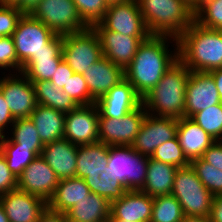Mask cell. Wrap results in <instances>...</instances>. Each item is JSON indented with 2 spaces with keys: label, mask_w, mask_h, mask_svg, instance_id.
I'll use <instances>...</instances> for the list:
<instances>
[{
  "label": "cell",
  "mask_w": 222,
  "mask_h": 222,
  "mask_svg": "<svg viewBox=\"0 0 222 222\" xmlns=\"http://www.w3.org/2000/svg\"><path fill=\"white\" fill-rule=\"evenodd\" d=\"M205 162L222 171V141H215L201 157Z\"/></svg>",
  "instance_id": "ee69618b"
},
{
  "label": "cell",
  "mask_w": 222,
  "mask_h": 222,
  "mask_svg": "<svg viewBox=\"0 0 222 222\" xmlns=\"http://www.w3.org/2000/svg\"><path fill=\"white\" fill-rule=\"evenodd\" d=\"M169 43H174L172 48L176 46L173 51L168 48ZM178 59L176 38L151 35L139 45L132 62L124 69L125 79L143 98Z\"/></svg>",
  "instance_id": "6da1fadb"
},
{
  "label": "cell",
  "mask_w": 222,
  "mask_h": 222,
  "mask_svg": "<svg viewBox=\"0 0 222 222\" xmlns=\"http://www.w3.org/2000/svg\"><path fill=\"white\" fill-rule=\"evenodd\" d=\"M69 222H109L110 202L95 193H89L66 212Z\"/></svg>",
  "instance_id": "484cf974"
},
{
  "label": "cell",
  "mask_w": 222,
  "mask_h": 222,
  "mask_svg": "<svg viewBox=\"0 0 222 222\" xmlns=\"http://www.w3.org/2000/svg\"><path fill=\"white\" fill-rule=\"evenodd\" d=\"M153 198L140 190H128L122 198L110 202V219L150 222Z\"/></svg>",
  "instance_id": "ffe728a7"
},
{
  "label": "cell",
  "mask_w": 222,
  "mask_h": 222,
  "mask_svg": "<svg viewBox=\"0 0 222 222\" xmlns=\"http://www.w3.org/2000/svg\"><path fill=\"white\" fill-rule=\"evenodd\" d=\"M35 88L37 104L53 108L63 113L74 110L78 105L71 97L49 80L31 81Z\"/></svg>",
  "instance_id": "f546056e"
},
{
  "label": "cell",
  "mask_w": 222,
  "mask_h": 222,
  "mask_svg": "<svg viewBox=\"0 0 222 222\" xmlns=\"http://www.w3.org/2000/svg\"><path fill=\"white\" fill-rule=\"evenodd\" d=\"M181 222H210L208 217L185 216Z\"/></svg>",
  "instance_id": "816d5d0a"
},
{
  "label": "cell",
  "mask_w": 222,
  "mask_h": 222,
  "mask_svg": "<svg viewBox=\"0 0 222 222\" xmlns=\"http://www.w3.org/2000/svg\"><path fill=\"white\" fill-rule=\"evenodd\" d=\"M208 218L210 222H222V195L214 196Z\"/></svg>",
  "instance_id": "c3c4849f"
},
{
  "label": "cell",
  "mask_w": 222,
  "mask_h": 222,
  "mask_svg": "<svg viewBox=\"0 0 222 222\" xmlns=\"http://www.w3.org/2000/svg\"><path fill=\"white\" fill-rule=\"evenodd\" d=\"M194 21L205 28L222 29V0H203L194 11Z\"/></svg>",
  "instance_id": "8d00e7d4"
},
{
  "label": "cell",
  "mask_w": 222,
  "mask_h": 222,
  "mask_svg": "<svg viewBox=\"0 0 222 222\" xmlns=\"http://www.w3.org/2000/svg\"><path fill=\"white\" fill-rule=\"evenodd\" d=\"M38 222H69L66 213L51 210L48 206L40 214Z\"/></svg>",
  "instance_id": "7dc6e473"
},
{
  "label": "cell",
  "mask_w": 222,
  "mask_h": 222,
  "mask_svg": "<svg viewBox=\"0 0 222 222\" xmlns=\"http://www.w3.org/2000/svg\"><path fill=\"white\" fill-rule=\"evenodd\" d=\"M190 70L178 59L142 98L146 112L158 117H185L186 85Z\"/></svg>",
  "instance_id": "3957f363"
},
{
  "label": "cell",
  "mask_w": 222,
  "mask_h": 222,
  "mask_svg": "<svg viewBox=\"0 0 222 222\" xmlns=\"http://www.w3.org/2000/svg\"><path fill=\"white\" fill-rule=\"evenodd\" d=\"M0 78V91L14 119L28 118L37 105L33 83L22 73ZM6 76V77H5Z\"/></svg>",
  "instance_id": "7c38bea8"
},
{
  "label": "cell",
  "mask_w": 222,
  "mask_h": 222,
  "mask_svg": "<svg viewBox=\"0 0 222 222\" xmlns=\"http://www.w3.org/2000/svg\"><path fill=\"white\" fill-rule=\"evenodd\" d=\"M187 6L195 11L203 2V0H182Z\"/></svg>",
  "instance_id": "f5cc1de1"
},
{
  "label": "cell",
  "mask_w": 222,
  "mask_h": 222,
  "mask_svg": "<svg viewBox=\"0 0 222 222\" xmlns=\"http://www.w3.org/2000/svg\"><path fill=\"white\" fill-rule=\"evenodd\" d=\"M78 146L66 138L44 144L41 157L54 170L59 180L76 177Z\"/></svg>",
  "instance_id": "7402d4cb"
},
{
  "label": "cell",
  "mask_w": 222,
  "mask_h": 222,
  "mask_svg": "<svg viewBox=\"0 0 222 222\" xmlns=\"http://www.w3.org/2000/svg\"><path fill=\"white\" fill-rule=\"evenodd\" d=\"M177 138L189 161L201 158L216 141L190 117L178 119Z\"/></svg>",
  "instance_id": "603a6c76"
},
{
  "label": "cell",
  "mask_w": 222,
  "mask_h": 222,
  "mask_svg": "<svg viewBox=\"0 0 222 222\" xmlns=\"http://www.w3.org/2000/svg\"><path fill=\"white\" fill-rule=\"evenodd\" d=\"M177 125L178 119L147 113L131 146L140 154L151 157L159 145L177 136Z\"/></svg>",
  "instance_id": "5bb4252c"
},
{
  "label": "cell",
  "mask_w": 222,
  "mask_h": 222,
  "mask_svg": "<svg viewBox=\"0 0 222 222\" xmlns=\"http://www.w3.org/2000/svg\"><path fill=\"white\" fill-rule=\"evenodd\" d=\"M23 15L16 6L0 5V37L12 36Z\"/></svg>",
  "instance_id": "b9f144b4"
},
{
  "label": "cell",
  "mask_w": 222,
  "mask_h": 222,
  "mask_svg": "<svg viewBox=\"0 0 222 222\" xmlns=\"http://www.w3.org/2000/svg\"><path fill=\"white\" fill-rule=\"evenodd\" d=\"M9 222H38L48 203L41 197L15 189L0 196Z\"/></svg>",
  "instance_id": "e0dca14e"
},
{
  "label": "cell",
  "mask_w": 222,
  "mask_h": 222,
  "mask_svg": "<svg viewBox=\"0 0 222 222\" xmlns=\"http://www.w3.org/2000/svg\"><path fill=\"white\" fill-rule=\"evenodd\" d=\"M18 63L23 67L41 51H62V36L41 21L24 14L12 34Z\"/></svg>",
  "instance_id": "5b68a950"
},
{
  "label": "cell",
  "mask_w": 222,
  "mask_h": 222,
  "mask_svg": "<svg viewBox=\"0 0 222 222\" xmlns=\"http://www.w3.org/2000/svg\"><path fill=\"white\" fill-rule=\"evenodd\" d=\"M63 60L76 74H83L103 55L98 33L93 27L62 36Z\"/></svg>",
  "instance_id": "9c48e42d"
},
{
  "label": "cell",
  "mask_w": 222,
  "mask_h": 222,
  "mask_svg": "<svg viewBox=\"0 0 222 222\" xmlns=\"http://www.w3.org/2000/svg\"><path fill=\"white\" fill-rule=\"evenodd\" d=\"M0 222H9L4 208L0 205Z\"/></svg>",
  "instance_id": "11a10c76"
},
{
  "label": "cell",
  "mask_w": 222,
  "mask_h": 222,
  "mask_svg": "<svg viewBox=\"0 0 222 222\" xmlns=\"http://www.w3.org/2000/svg\"><path fill=\"white\" fill-rule=\"evenodd\" d=\"M10 131L12 133L8 132V135L11 134L10 138L18 143L19 147L29 148L38 155L41 154L44 144L40 140L38 130L30 117L15 119Z\"/></svg>",
  "instance_id": "1f68e13d"
},
{
  "label": "cell",
  "mask_w": 222,
  "mask_h": 222,
  "mask_svg": "<svg viewBox=\"0 0 222 222\" xmlns=\"http://www.w3.org/2000/svg\"><path fill=\"white\" fill-rule=\"evenodd\" d=\"M146 115L143 104L120 119L99 113V142L108 146H131Z\"/></svg>",
  "instance_id": "8fae6325"
},
{
  "label": "cell",
  "mask_w": 222,
  "mask_h": 222,
  "mask_svg": "<svg viewBox=\"0 0 222 222\" xmlns=\"http://www.w3.org/2000/svg\"><path fill=\"white\" fill-rule=\"evenodd\" d=\"M20 0H0V5L16 6Z\"/></svg>",
  "instance_id": "db71d44e"
},
{
  "label": "cell",
  "mask_w": 222,
  "mask_h": 222,
  "mask_svg": "<svg viewBox=\"0 0 222 222\" xmlns=\"http://www.w3.org/2000/svg\"><path fill=\"white\" fill-rule=\"evenodd\" d=\"M171 194L179 201L185 216H209L214 196L190 165L177 169Z\"/></svg>",
  "instance_id": "8992f818"
},
{
  "label": "cell",
  "mask_w": 222,
  "mask_h": 222,
  "mask_svg": "<svg viewBox=\"0 0 222 222\" xmlns=\"http://www.w3.org/2000/svg\"><path fill=\"white\" fill-rule=\"evenodd\" d=\"M190 118L214 140L222 141V103L196 112Z\"/></svg>",
  "instance_id": "836d02e7"
},
{
  "label": "cell",
  "mask_w": 222,
  "mask_h": 222,
  "mask_svg": "<svg viewBox=\"0 0 222 222\" xmlns=\"http://www.w3.org/2000/svg\"><path fill=\"white\" fill-rule=\"evenodd\" d=\"M62 60V51H41L22 67L21 73L30 81L50 80Z\"/></svg>",
  "instance_id": "f1b7e54d"
},
{
  "label": "cell",
  "mask_w": 222,
  "mask_h": 222,
  "mask_svg": "<svg viewBox=\"0 0 222 222\" xmlns=\"http://www.w3.org/2000/svg\"><path fill=\"white\" fill-rule=\"evenodd\" d=\"M150 158L159 162L168 163L177 168L190 165V161L184 155L177 136L159 145Z\"/></svg>",
  "instance_id": "74e56055"
},
{
  "label": "cell",
  "mask_w": 222,
  "mask_h": 222,
  "mask_svg": "<svg viewBox=\"0 0 222 222\" xmlns=\"http://www.w3.org/2000/svg\"><path fill=\"white\" fill-rule=\"evenodd\" d=\"M59 179L54 170L37 156L17 178V189L43 198L47 203L53 197Z\"/></svg>",
  "instance_id": "9a60e30c"
},
{
  "label": "cell",
  "mask_w": 222,
  "mask_h": 222,
  "mask_svg": "<svg viewBox=\"0 0 222 222\" xmlns=\"http://www.w3.org/2000/svg\"><path fill=\"white\" fill-rule=\"evenodd\" d=\"M108 4L110 3H116V2H123V1H126V0H106Z\"/></svg>",
  "instance_id": "9f6ffc18"
},
{
  "label": "cell",
  "mask_w": 222,
  "mask_h": 222,
  "mask_svg": "<svg viewBox=\"0 0 222 222\" xmlns=\"http://www.w3.org/2000/svg\"><path fill=\"white\" fill-rule=\"evenodd\" d=\"M185 96V117L221 103L215 81L209 72L190 71Z\"/></svg>",
  "instance_id": "2e32d148"
},
{
  "label": "cell",
  "mask_w": 222,
  "mask_h": 222,
  "mask_svg": "<svg viewBox=\"0 0 222 222\" xmlns=\"http://www.w3.org/2000/svg\"><path fill=\"white\" fill-rule=\"evenodd\" d=\"M209 73L215 81L216 87L219 92L220 101L222 103V68L211 70L209 71Z\"/></svg>",
  "instance_id": "f907efd6"
},
{
  "label": "cell",
  "mask_w": 222,
  "mask_h": 222,
  "mask_svg": "<svg viewBox=\"0 0 222 222\" xmlns=\"http://www.w3.org/2000/svg\"><path fill=\"white\" fill-rule=\"evenodd\" d=\"M178 58L190 71L209 72L222 68L221 32L193 21L177 38Z\"/></svg>",
  "instance_id": "7a4b0ae2"
},
{
  "label": "cell",
  "mask_w": 222,
  "mask_h": 222,
  "mask_svg": "<svg viewBox=\"0 0 222 222\" xmlns=\"http://www.w3.org/2000/svg\"><path fill=\"white\" fill-rule=\"evenodd\" d=\"M14 121L15 119L11 114L8 104L5 101L2 92L0 91V136H3L7 134L8 131H10L11 126L14 123ZM5 129L8 131H6Z\"/></svg>",
  "instance_id": "f6af8a7d"
},
{
  "label": "cell",
  "mask_w": 222,
  "mask_h": 222,
  "mask_svg": "<svg viewBox=\"0 0 222 222\" xmlns=\"http://www.w3.org/2000/svg\"><path fill=\"white\" fill-rule=\"evenodd\" d=\"M82 20L89 26L93 27L99 23L108 8L106 0H73Z\"/></svg>",
  "instance_id": "f35d334b"
},
{
  "label": "cell",
  "mask_w": 222,
  "mask_h": 222,
  "mask_svg": "<svg viewBox=\"0 0 222 222\" xmlns=\"http://www.w3.org/2000/svg\"><path fill=\"white\" fill-rule=\"evenodd\" d=\"M63 91H65L78 106L95 104V101L90 97L89 89L82 74L74 73L63 87Z\"/></svg>",
  "instance_id": "ab89813d"
},
{
  "label": "cell",
  "mask_w": 222,
  "mask_h": 222,
  "mask_svg": "<svg viewBox=\"0 0 222 222\" xmlns=\"http://www.w3.org/2000/svg\"><path fill=\"white\" fill-rule=\"evenodd\" d=\"M95 31L101 42L102 55L123 69L132 62L139 45L150 37L126 36L109 30Z\"/></svg>",
  "instance_id": "ac0fdd59"
},
{
  "label": "cell",
  "mask_w": 222,
  "mask_h": 222,
  "mask_svg": "<svg viewBox=\"0 0 222 222\" xmlns=\"http://www.w3.org/2000/svg\"><path fill=\"white\" fill-rule=\"evenodd\" d=\"M29 15L61 36L89 28L73 0H42Z\"/></svg>",
  "instance_id": "ba28073f"
},
{
  "label": "cell",
  "mask_w": 222,
  "mask_h": 222,
  "mask_svg": "<svg viewBox=\"0 0 222 222\" xmlns=\"http://www.w3.org/2000/svg\"><path fill=\"white\" fill-rule=\"evenodd\" d=\"M0 151L5 157L8 168L18 178L22 171L39 156L29 148L19 147L8 135L0 136Z\"/></svg>",
  "instance_id": "4dcf8cb0"
},
{
  "label": "cell",
  "mask_w": 222,
  "mask_h": 222,
  "mask_svg": "<svg viewBox=\"0 0 222 222\" xmlns=\"http://www.w3.org/2000/svg\"><path fill=\"white\" fill-rule=\"evenodd\" d=\"M64 138L77 146L99 142V111L96 104L78 106L66 113Z\"/></svg>",
  "instance_id": "4fadbf2b"
},
{
  "label": "cell",
  "mask_w": 222,
  "mask_h": 222,
  "mask_svg": "<svg viewBox=\"0 0 222 222\" xmlns=\"http://www.w3.org/2000/svg\"><path fill=\"white\" fill-rule=\"evenodd\" d=\"M109 222H129V221H124V220H109Z\"/></svg>",
  "instance_id": "6f0895ef"
},
{
  "label": "cell",
  "mask_w": 222,
  "mask_h": 222,
  "mask_svg": "<svg viewBox=\"0 0 222 222\" xmlns=\"http://www.w3.org/2000/svg\"><path fill=\"white\" fill-rule=\"evenodd\" d=\"M82 76L86 81L90 97L95 102L111 90L113 86L125 79L124 69L104 56L92 64Z\"/></svg>",
  "instance_id": "44dd1931"
},
{
  "label": "cell",
  "mask_w": 222,
  "mask_h": 222,
  "mask_svg": "<svg viewBox=\"0 0 222 222\" xmlns=\"http://www.w3.org/2000/svg\"><path fill=\"white\" fill-rule=\"evenodd\" d=\"M103 117L120 119L142 104V98L126 80L113 86L105 95L95 102Z\"/></svg>",
  "instance_id": "d6986e66"
},
{
  "label": "cell",
  "mask_w": 222,
  "mask_h": 222,
  "mask_svg": "<svg viewBox=\"0 0 222 222\" xmlns=\"http://www.w3.org/2000/svg\"><path fill=\"white\" fill-rule=\"evenodd\" d=\"M40 1L42 0H20L16 7L23 14H30Z\"/></svg>",
  "instance_id": "681fc988"
},
{
  "label": "cell",
  "mask_w": 222,
  "mask_h": 222,
  "mask_svg": "<svg viewBox=\"0 0 222 222\" xmlns=\"http://www.w3.org/2000/svg\"><path fill=\"white\" fill-rule=\"evenodd\" d=\"M177 169L173 165L149 157L145 183L140 191L152 198L171 194Z\"/></svg>",
  "instance_id": "4316f807"
},
{
  "label": "cell",
  "mask_w": 222,
  "mask_h": 222,
  "mask_svg": "<svg viewBox=\"0 0 222 222\" xmlns=\"http://www.w3.org/2000/svg\"><path fill=\"white\" fill-rule=\"evenodd\" d=\"M109 146L102 142L78 146L76 177L96 179L107 169Z\"/></svg>",
  "instance_id": "cb8c5ba5"
},
{
  "label": "cell",
  "mask_w": 222,
  "mask_h": 222,
  "mask_svg": "<svg viewBox=\"0 0 222 222\" xmlns=\"http://www.w3.org/2000/svg\"><path fill=\"white\" fill-rule=\"evenodd\" d=\"M17 189V178L8 168L6 160L0 151V196Z\"/></svg>",
  "instance_id": "7bdbcfd3"
},
{
  "label": "cell",
  "mask_w": 222,
  "mask_h": 222,
  "mask_svg": "<svg viewBox=\"0 0 222 222\" xmlns=\"http://www.w3.org/2000/svg\"><path fill=\"white\" fill-rule=\"evenodd\" d=\"M94 30H109L129 36H151L137 0L110 3Z\"/></svg>",
  "instance_id": "30bf717a"
},
{
  "label": "cell",
  "mask_w": 222,
  "mask_h": 222,
  "mask_svg": "<svg viewBox=\"0 0 222 222\" xmlns=\"http://www.w3.org/2000/svg\"><path fill=\"white\" fill-rule=\"evenodd\" d=\"M151 35L178 38L194 21V11L182 0H137Z\"/></svg>",
  "instance_id": "277c9868"
},
{
  "label": "cell",
  "mask_w": 222,
  "mask_h": 222,
  "mask_svg": "<svg viewBox=\"0 0 222 222\" xmlns=\"http://www.w3.org/2000/svg\"><path fill=\"white\" fill-rule=\"evenodd\" d=\"M65 116L66 113L61 111L39 104L36 105V108L30 115V119L38 130L43 144L64 137Z\"/></svg>",
  "instance_id": "d4e9b609"
},
{
  "label": "cell",
  "mask_w": 222,
  "mask_h": 222,
  "mask_svg": "<svg viewBox=\"0 0 222 222\" xmlns=\"http://www.w3.org/2000/svg\"><path fill=\"white\" fill-rule=\"evenodd\" d=\"M184 217L179 201L172 194L153 198L150 222H181Z\"/></svg>",
  "instance_id": "d6a6232c"
},
{
  "label": "cell",
  "mask_w": 222,
  "mask_h": 222,
  "mask_svg": "<svg viewBox=\"0 0 222 222\" xmlns=\"http://www.w3.org/2000/svg\"><path fill=\"white\" fill-rule=\"evenodd\" d=\"M149 157L132 146H109L107 169L112 180H118L127 190H141L145 183Z\"/></svg>",
  "instance_id": "52a82bcc"
},
{
  "label": "cell",
  "mask_w": 222,
  "mask_h": 222,
  "mask_svg": "<svg viewBox=\"0 0 222 222\" xmlns=\"http://www.w3.org/2000/svg\"><path fill=\"white\" fill-rule=\"evenodd\" d=\"M91 193L106 198L109 202L122 198L128 191L118 180H112L107 172H101L96 179H84Z\"/></svg>",
  "instance_id": "d590c367"
},
{
  "label": "cell",
  "mask_w": 222,
  "mask_h": 222,
  "mask_svg": "<svg viewBox=\"0 0 222 222\" xmlns=\"http://www.w3.org/2000/svg\"><path fill=\"white\" fill-rule=\"evenodd\" d=\"M74 73L75 72L70 68V66L64 60H62L49 81L54 83L57 87L63 89L67 81Z\"/></svg>",
  "instance_id": "bcb514c9"
},
{
  "label": "cell",
  "mask_w": 222,
  "mask_h": 222,
  "mask_svg": "<svg viewBox=\"0 0 222 222\" xmlns=\"http://www.w3.org/2000/svg\"><path fill=\"white\" fill-rule=\"evenodd\" d=\"M190 166L195 171L197 177L213 195H222V171L205 162L202 158L190 161Z\"/></svg>",
  "instance_id": "e575fe53"
},
{
  "label": "cell",
  "mask_w": 222,
  "mask_h": 222,
  "mask_svg": "<svg viewBox=\"0 0 222 222\" xmlns=\"http://www.w3.org/2000/svg\"><path fill=\"white\" fill-rule=\"evenodd\" d=\"M0 69L9 73H21L22 66L18 63V58L15 52V46L12 36L0 38ZM12 70V71H10Z\"/></svg>",
  "instance_id": "60d3db41"
},
{
  "label": "cell",
  "mask_w": 222,
  "mask_h": 222,
  "mask_svg": "<svg viewBox=\"0 0 222 222\" xmlns=\"http://www.w3.org/2000/svg\"><path fill=\"white\" fill-rule=\"evenodd\" d=\"M89 193L90 189L82 178L71 177L59 180L53 197L48 201V207L59 213H66Z\"/></svg>",
  "instance_id": "83f0119b"
}]
</instances>
